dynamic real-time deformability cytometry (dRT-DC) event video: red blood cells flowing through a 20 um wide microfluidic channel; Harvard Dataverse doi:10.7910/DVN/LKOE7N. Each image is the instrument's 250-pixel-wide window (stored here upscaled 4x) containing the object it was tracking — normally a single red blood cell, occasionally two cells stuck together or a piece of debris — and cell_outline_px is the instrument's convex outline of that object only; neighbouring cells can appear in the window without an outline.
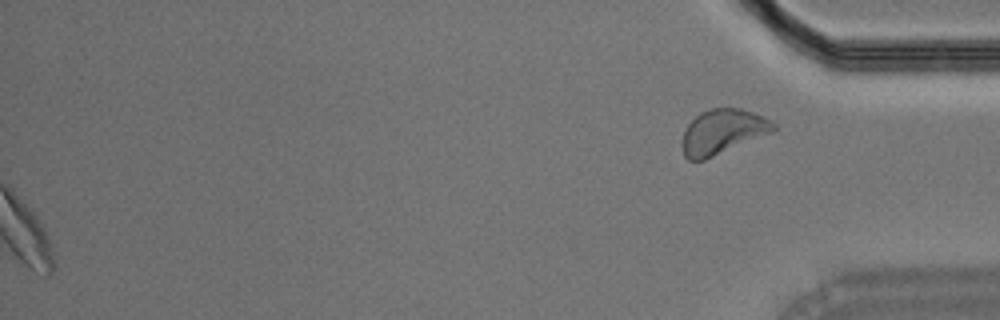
{"species": "Egyptian fruit bat (a non-hibernating species)", "species_latin": "Rousettus aegyptiacus", "temperature_condition": "room temperature", "stored_images_in_passage": 35, "segment_of_instrument_passage": [2, 2], "camera_frame_rate_fps": 3000, "um_per_image_px": 0.085, "animal": {"sex": "male"}, "frame": {"image": 1, "passage_image": 35, "time_ms": 11.333, "image_size_px": [1000, 320], "cell_outline_px": [[776, 132], [704, 160], [688, 160], [684, 156], [680, 144], [684, 128], [700, 112], [712, 108], [740, 108], [764, 116], [772, 120], [776, 124]], "centroid_in_image_um": [61.44, 11.21], "position_along_channel_um": 373.8, "area_um2": 24.39}}